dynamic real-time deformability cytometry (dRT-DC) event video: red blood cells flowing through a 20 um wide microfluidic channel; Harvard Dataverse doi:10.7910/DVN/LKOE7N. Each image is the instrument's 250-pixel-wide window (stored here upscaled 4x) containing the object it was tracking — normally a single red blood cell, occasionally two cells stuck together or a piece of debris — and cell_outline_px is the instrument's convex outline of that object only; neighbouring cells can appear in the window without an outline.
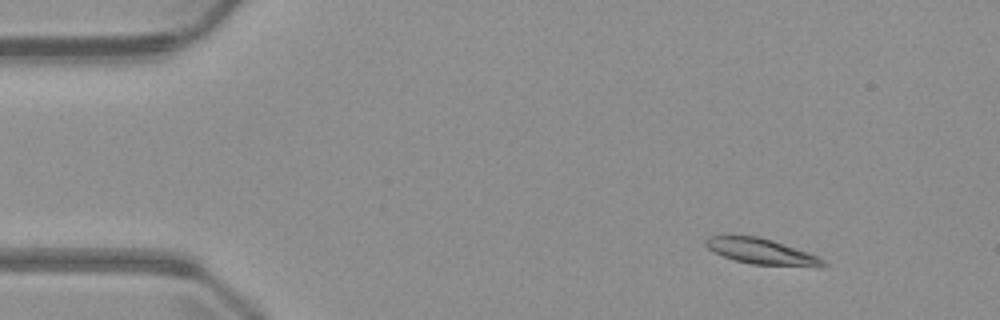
{"species": "common noctule bat (a hibernating species)", "species_latin": "Nyctalus noctula", "temperature_condition": "warm", "stored_images_in_passage": 4, "segment_of_instrument_passage": [1, 2], "camera_frame_rate_fps": 3000, "um_per_image_px": 0.085, "animal": {"sex": "male", "body_mass_g": 23.1, "forearm_length_mm": 52.7}, "frame": {"image": 1, "passage_image": 1, "time_ms": 0.0, "image_size_px": [1000, 320], "cell_outline_px": [[828, 264], [824, 268], [816, 268], [752, 264], [736, 260], [724, 256], [708, 248], [704, 244], [704, 240], [708, 236], [756, 236], [772, 240], [820, 256]], "centroid_in_image_um": [64.85, 21.41], "position_along_channel_um": 20.2, "area_um2": 17.8}}
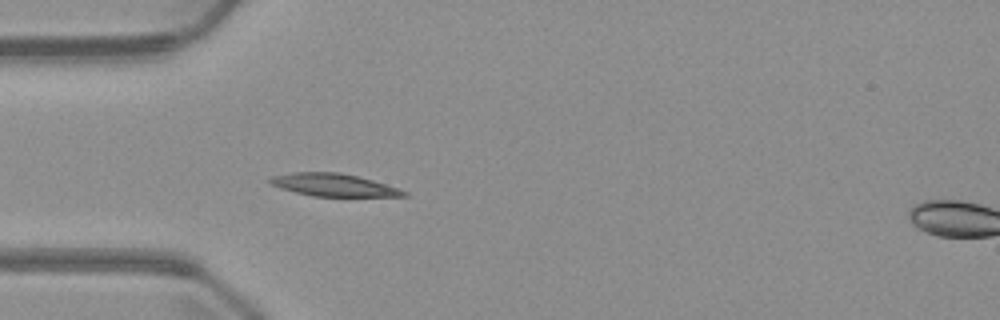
{"frame": {"image": 2, "passage_image": 3, "time_ms": 3.0, "image_size_px": [1000, 320], "cell_outline_px": [[408, 196], [312, 196], [280, 188], [272, 184], [268, 180], [272, 176], [292, 172], [340, 172], [372, 180], [408, 192]], "centroid_in_image_um": [28.32, 15.71], "position_along_channel_um": 56.7, "area_um2": 17.34}}